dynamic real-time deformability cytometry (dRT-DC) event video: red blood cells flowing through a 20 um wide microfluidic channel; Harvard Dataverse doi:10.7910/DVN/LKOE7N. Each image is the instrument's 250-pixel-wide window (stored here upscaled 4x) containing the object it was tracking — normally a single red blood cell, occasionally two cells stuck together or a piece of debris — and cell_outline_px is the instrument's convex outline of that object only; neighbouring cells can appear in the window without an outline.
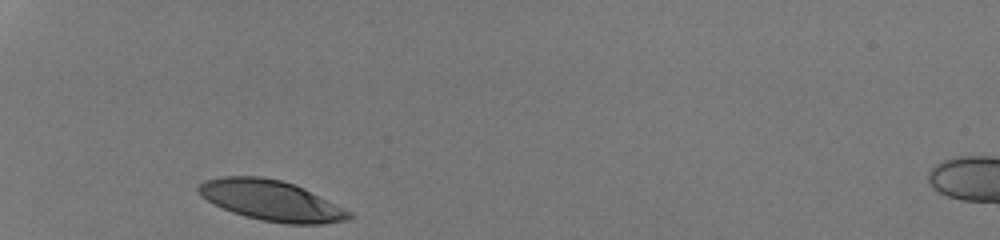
{"species": "human", "species_latin": "Homo sapiens", "temperature_condition": "room temperature", "stored_images_in_passage": 27, "camera_frame_rate_fps": 3000, "um_per_image_px": 0.085, "donor": {"sex": "male"}, "frame": {"image": 1, "passage_image": 1, "time_ms": 0.0, "image_size_px": [1000, 240], "cell_outline_px": [[352, 216], [348, 220], [324, 224], [288, 224], [260, 220], [244, 216], [232, 212], [200, 196], [196, 188], [204, 180], [220, 176], [260, 176], [280, 180], [304, 188], [352, 212]], "centroid_in_image_um": [23.05, 17.04], "position_along_channel_um": 61.9, "area_um2": 35.37}}
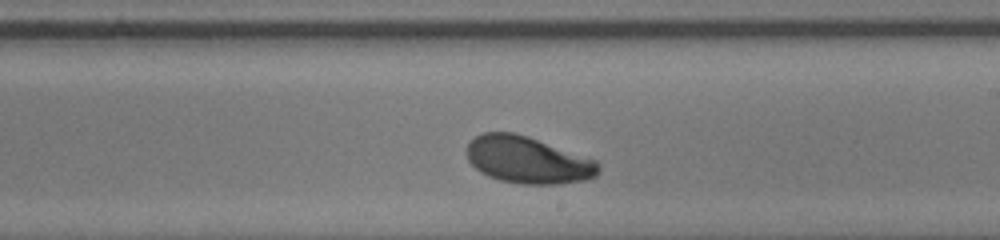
{"frame": {"image": 2, "passage_image": 16, "time_ms": 5.0, "image_size_px": [1000, 240], "cell_outline_px": [[600, 172], [596, 176], [588, 180], [560, 184], [524, 184], [500, 180], [488, 176], [480, 172], [468, 160], [468, 144], [476, 136], [484, 132], [512, 132], [528, 136], [596, 160], [600, 164]], "centroid_in_image_um": [44.9, 13.61], "position_along_channel_um": 244.1, "area_um2": 36.01}}
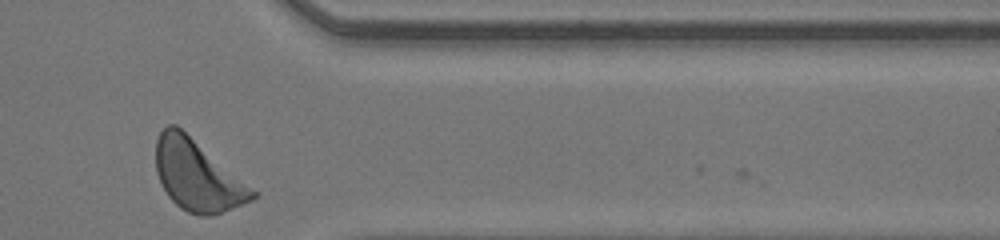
{"frame": {"image": 3, "passage_image": 27, "time_ms": 8.667, "image_size_px": [1000, 240], "cell_outline_px": [[260, 192], [252, 200], [232, 208], [208, 216], [200, 216], [188, 212], [180, 208], [168, 196], [156, 172], [156, 140], [160, 132], [168, 124], [176, 124]], "centroid_in_image_um": [16.8, 14.91], "position_along_channel_um": 394.6, "area_um2": 39.82}, "authors_computed_cell_mechanics": {"area_um2": 36.125, "velocity_mm_per_s": 4.1877, "shape_relaxation_time_tau1_ms": 2.4898, "shape_relaxation_time_tau2_ms": null, "deformation_change_tau1": 0.1448, "deformation_change_tau2": null}}